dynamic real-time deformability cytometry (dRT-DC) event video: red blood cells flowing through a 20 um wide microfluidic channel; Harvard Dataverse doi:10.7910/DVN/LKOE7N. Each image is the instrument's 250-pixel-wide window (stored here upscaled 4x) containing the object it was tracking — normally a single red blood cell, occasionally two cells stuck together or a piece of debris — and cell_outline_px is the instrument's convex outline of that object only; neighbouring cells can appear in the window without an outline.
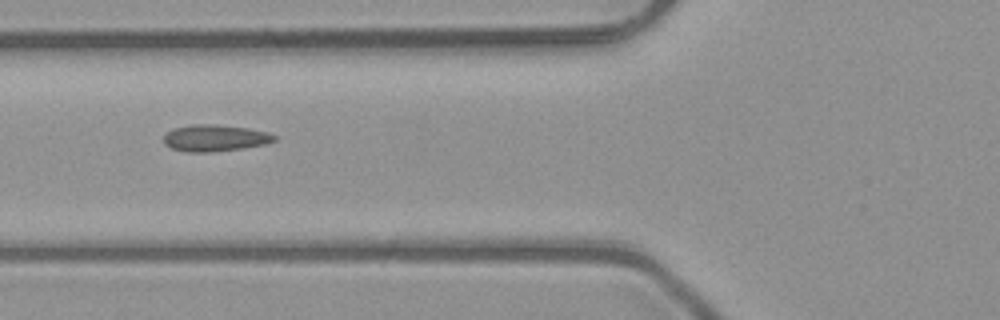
{"species": "common noctule bat (a hibernating species)", "species_latin": "Nyctalus noctula", "temperature_condition": "room temperature", "stored_images_in_passage": 5, "camera_frame_rate_fps": 3000, "um_per_image_px": 0.085, "animal": {"sex": "male", "body_mass_g": 23.1, "forearm_length_mm": 52.7}, "frame": {"image": 1, "passage_image": 5, "time_ms": 1.333, "image_size_px": [1000, 320], "cell_outline_px": [[276, 140], [264, 144], [244, 148], [212, 152], [184, 152], [172, 148], [164, 144], [164, 136], [168, 132], [176, 128], [192, 124], [216, 124], [248, 128], [268, 132], [276, 136]], "centroid_in_image_um": [18.28, 11.73], "position_along_channel_um": 107.5, "area_um2": 17.17}}